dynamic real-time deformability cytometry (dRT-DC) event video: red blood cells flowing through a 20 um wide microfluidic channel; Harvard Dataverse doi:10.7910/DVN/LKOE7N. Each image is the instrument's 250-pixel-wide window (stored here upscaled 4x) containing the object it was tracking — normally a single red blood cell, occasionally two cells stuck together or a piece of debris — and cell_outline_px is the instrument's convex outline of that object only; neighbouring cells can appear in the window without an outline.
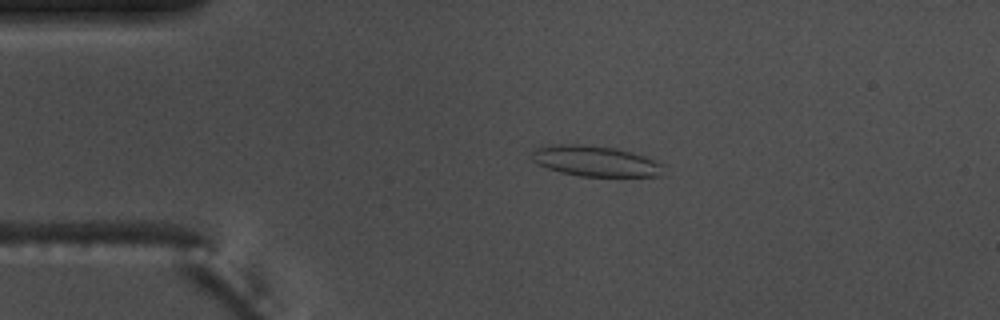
{"species": "common noctule bat (a hibernating species)", "species_latin": "Nyctalus noctula", "temperature_condition": "warm", "stored_images_in_passage": 4, "camera_frame_rate_fps": 3000, "um_per_image_px": 0.085, "animal": {"sex": "male", "body_mass_g": 17.5, "forearm_length_mm": 52.3}, "frame": {"image": 1, "passage_image": 4, "time_ms": 1.0, "image_size_px": [1000, 320], "cell_outline_px": [[664, 164], [660, 176], [580, 176], [560, 172], [548, 168], [532, 160], [532, 152], [536, 148], [548, 144], [580, 144], [616, 148], [632, 152], [644, 156]], "centroid_in_image_um": [50.6, 13.68], "position_along_channel_um": 34.4, "area_um2": 23.41}}